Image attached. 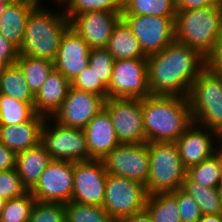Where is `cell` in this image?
<instances>
[{
    "instance_id": "obj_2",
    "label": "cell",
    "mask_w": 222,
    "mask_h": 222,
    "mask_svg": "<svg viewBox=\"0 0 222 222\" xmlns=\"http://www.w3.org/2000/svg\"><path fill=\"white\" fill-rule=\"evenodd\" d=\"M145 142H175L193 123L188 97L141 99Z\"/></svg>"
},
{
    "instance_id": "obj_8",
    "label": "cell",
    "mask_w": 222,
    "mask_h": 222,
    "mask_svg": "<svg viewBox=\"0 0 222 222\" xmlns=\"http://www.w3.org/2000/svg\"><path fill=\"white\" fill-rule=\"evenodd\" d=\"M146 56L158 53L175 41V17L121 14Z\"/></svg>"
},
{
    "instance_id": "obj_17",
    "label": "cell",
    "mask_w": 222,
    "mask_h": 222,
    "mask_svg": "<svg viewBox=\"0 0 222 222\" xmlns=\"http://www.w3.org/2000/svg\"><path fill=\"white\" fill-rule=\"evenodd\" d=\"M88 43L70 26L63 34L54 68L60 71L70 82L89 65Z\"/></svg>"
},
{
    "instance_id": "obj_32",
    "label": "cell",
    "mask_w": 222,
    "mask_h": 222,
    "mask_svg": "<svg viewBox=\"0 0 222 222\" xmlns=\"http://www.w3.org/2000/svg\"><path fill=\"white\" fill-rule=\"evenodd\" d=\"M65 205L66 222H113L102 206L70 201Z\"/></svg>"
},
{
    "instance_id": "obj_44",
    "label": "cell",
    "mask_w": 222,
    "mask_h": 222,
    "mask_svg": "<svg viewBox=\"0 0 222 222\" xmlns=\"http://www.w3.org/2000/svg\"><path fill=\"white\" fill-rule=\"evenodd\" d=\"M123 222H153L149 212L144 209L140 212L133 213L124 219H122Z\"/></svg>"
},
{
    "instance_id": "obj_43",
    "label": "cell",
    "mask_w": 222,
    "mask_h": 222,
    "mask_svg": "<svg viewBox=\"0 0 222 222\" xmlns=\"http://www.w3.org/2000/svg\"><path fill=\"white\" fill-rule=\"evenodd\" d=\"M216 5L212 0H176L177 10H191Z\"/></svg>"
},
{
    "instance_id": "obj_49",
    "label": "cell",
    "mask_w": 222,
    "mask_h": 222,
    "mask_svg": "<svg viewBox=\"0 0 222 222\" xmlns=\"http://www.w3.org/2000/svg\"><path fill=\"white\" fill-rule=\"evenodd\" d=\"M218 140L220 141L221 145H220V148L217 147V152L220 154L221 158H222V140L220 138H218Z\"/></svg>"
},
{
    "instance_id": "obj_38",
    "label": "cell",
    "mask_w": 222,
    "mask_h": 222,
    "mask_svg": "<svg viewBox=\"0 0 222 222\" xmlns=\"http://www.w3.org/2000/svg\"><path fill=\"white\" fill-rule=\"evenodd\" d=\"M177 198L181 222H198L202 213L198 203L182 188L171 192Z\"/></svg>"
},
{
    "instance_id": "obj_14",
    "label": "cell",
    "mask_w": 222,
    "mask_h": 222,
    "mask_svg": "<svg viewBox=\"0 0 222 222\" xmlns=\"http://www.w3.org/2000/svg\"><path fill=\"white\" fill-rule=\"evenodd\" d=\"M107 172L102 159L73 162L71 201L102 206Z\"/></svg>"
},
{
    "instance_id": "obj_47",
    "label": "cell",
    "mask_w": 222,
    "mask_h": 222,
    "mask_svg": "<svg viewBox=\"0 0 222 222\" xmlns=\"http://www.w3.org/2000/svg\"><path fill=\"white\" fill-rule=\"evenodd\" d=\"M18 0H0V6L17 2Z\"/></svg>"
},
{
    "instance_id": "obj_36",
    "label": "cell",
    "mask_w": 222,
    "mask_h": 222,
    "mask_svg": "<svg viewBox=\"0 0 222 222\" xmlns=\"http://www.w3.org/2000/svg\"><path fill=\"white\" fill-rule=\"evenodd\" d=\"M28 222H66L65 205L36 201Z\"/></svg>"
},
{
    "instance_id": "obj_20",
    "label": "cell",
    "mask_w": 222,
    "mask_h": 222,
    "mask_svg": "<svg viewBox=\"0 0 222 222\" xmlns=\"http://www.w3.org/2000/svg\"><path fill=\"white\" fill-rule=\"evenodd\" d=\"M45 120L46 117L35 114L18 125L0 126V143L16 154L37 146L41 143Z\"/></svg>"
},
{
    "instance_id": "obj_37",
    "label": "cell",
    "mask_w": 222,
    "mask_h": 222,
    "mask_svg": "<svg viewBox=\"0 0 222 222\" xmlns=\"http://www.w3.org/2000/svg\"><path fill=\"white\" fill-rule=\"evenodd\" d=\"M71 87L101 95L105 100L108 98L107 86L100 79H98L97 74L89 65L71 81Z\"/></svg>"
},
{
    "instance_id": "obj_48",
    "label": "cell",
    "mask_w": 222,
    "mask_h": 222,
    "mask_svg": "<svg viewBox=\"0 0 222 222\" xmlns=\"http://www.w3.org/2000/svg\"><path fill=\"white\" fill-rule=\"evenodd\" d=\"M5 203H6V200L4 198L0 197V216H1V213L4 209Z\"/></svg>"
},
{
    "instance_id": "obj_46",
    "label": "cell",
    "mask_w": 222,
    "mask_h": 222,
    "mask_svg": "<svg viewBox=\"0 0 222 222\" xmlns=\"http://www.w3.org/2000/svg\"><path fill=\"white\" fill-rule=\"evenodd\" d=\"M217 190V194L222 202V181L218 184V186L216 187Z\"/></svg>"
},
{
    "instance_id": "obj_6",
    "label": "cell",
    "mask_w": 222,
    "mask_h": 222,
    "mask_svg": "<svg viewBox=\"0 0 222 222\" xmlns=\"http://www.w3.org/2000/svg\"><path fill=\"white\" fill-rule=\"evenodd\" d=\"M150 156L146 182L148 194L174 192L182 188L187 169L175 142H148Z\"/></svg>"
},
{
    "instance_id": "obj_39",
    "label": "cell",
    "mask_w": 222,
    "mask_h": 222,
    "mask_svg": "<svg viewBox=\"0 0 222 222\" xmlns=\"http://www.w3.org/2000/svg\"><path fill=\"white\" fill-rule=\"evenodd\" d=\"M28 190L22 185L16 169L0 171V197L10 200L24 195Z\"/></svg>"
},
{
    "instance_id": "obj_25",
    "label": "cell",
    "mask_w": 222,
    "mask_h": 222,
    "mask_svg": "<svg viewBox=\"0 0 222 222\" xmlns=\"http://www.w3.org/2000/svg\"><path fill=\"white\" fill-rule=\"evenodd\" d=\"M0 93L34 106V95L19 66L15 63L2 67L0 74Z\"/></svg>"
},
{
    "instance_id": "obj_27",
    "label": "cell",
    "mask_w": 222,
    "mask_h": 222,
    "mask_svg": "<svg viewBox=\"0 0 222 222\" xmlns=\"http://www.w3.org/2000/svg\"><path fill=\"white\" fill-rule=\"evenodd\" d=\"M145 209L153 222H181L177 198L171 192L149 194Z\"/></svg>"
},
{
    "instance_id": "obj_4",
    "label": "cell",
    "mask_w": 222,
    "mask_h": 222,
    "mask_svg": "<svg viewBox=\"0 0 222 222\" xmlns=\"http://www.w3.org/2000/svg\"><path fill=\"white\" fill-rule=\"evenodd\" d=\"M174 30L176 42L189 46L206 57L222 33V7L211 5L177 10Z\"/></svg>"
},
{
    "instance_id": "obj_41",
    "label": "cell",
    "mask_w": 222,
    "mask_h": 222,
    "mask_svg": "<svg viewBox=\"0 0 222 222\" xmlns=\"http://www.w3.org/2000/svg\"><path fill=\"white\" fill-rule=\"evenodd\" d=\"M206 68L214 72H222V33L206 56Z\"/></svg>"
},
{
    "instance_id": "obj_50",
    "label": "cell",
    "mask_w": 222,
    "mask_h": 222,
    "mask_svg": "<svg viewBox=\"0 0 222 222\" xmlns=\"http://www.w3.org/2000/svg\"><path fill=\"white\" fill-rule=\"evenodd\" d=\"M216 5L222 7V0H212Z\"/></svg>"
},
{
    "instance_id": "obj_34",
    "label": "cell",
    "mask_w": 222,
    "mask_h": 222,
    "mask_svg": "<svg viewBox=\"0 0 222 222\" xmlns=\"http://www.w3.org/2000/svg\"><path fill=\"white\" fill-rule=\"evenodd\" d=\"M65 15L70 20L74 15L88 11H109L122 13L123 0H65Z\"/></svg>"
},
{
    "instance_id": "obj_21",
    "label": "cell",
    "mask_w": 222,
    "mask_h": 222,
    "mask_svg": "<svg viewBox=\"0 0 222 222\" xmlns=\"http://www.w3.org/2000/svg\"><path fill=\"white\" fill-rule=\"evenodd\" d=\"M71 82L55 68L45 83L34 95V110L36 114L49 118L58 110L65 100Z\"/></svg>"
},
{
    "instance_id": "obj_18",
    "label": "cell",
    "mask_w": 222,
    "mask_h": 222,
    "mask_svg": "<svg viewBox=\"0 0 222 222\" xmlns=\"http://www.w3.org/2000/svg\"><path fill=\"white\" fill-rule=\"evenodd\" d=\"M198 127L200 126L193 122L175 141L186 169L203 162L217 152L212 137L216 136L218 139L219 134L208 128Z\"/></svg>"
},
{
    "instance_id": "obj_15",
    "label": "cell",
    "mask_w": 222,
    "mask_h": 222,
    "mask_svg": "<svg viewBox=\"0 0 222 222\" xmlns=\"http://www.w3.org/2000/svg\"><path fill=\"white\" fill-rule=\"evenodd\" d=\"M105 99L98 94L70 87L68 94L51 117L59 125L84 129L93 117L104 108Z\"/></svg>"
},
{
    "instance_id": "obj_31",
    "label": "cell",
    "mask_w": 222,
    "mask_h": 222,
    "mask_svg": "<svg viewBox=\"0 0 222 222\" xmlns=\"http://www.w3.org/2000/svg\"><path fill=\"white\" fill-rule=\"evenodd\" d=\"M36 114L34 106L0 93V126L18 125Z\"/></svg>"
},
{
    "instance_id": "obj_7",
    "label": "cell",
    "mask_w": 222,
    "mask_h": 222,
    "mask_svg": "<svg viewBox=\"0 0 222 222\" xmlns=\"http://www.w3.org/2000/svg\"><path fill=\"white\" fill-rule=\"evenodd\" d=\"M148 195L144 184L107 173L102 207L114 220H122L144 210Z\"/></svg>"
},
{
    "instance_id": "obj_35",
    "label": "cell",
    "mask_w": 222,
    "mask_h": 222,
    "mask_svg": "<svg viewBox=\"0 0 222 222\" xmlns=\"http://www.w3.org/2000/svg\"><path fill=\"white\" fill-rule=\"evenodd\" d=\"M114 61L106 48H91L89 51V66L106 86L111 80Z\"/></svg>"
},
{
    "instance_id": "obj_5",
    "label": "cell",
    "mask_w": 222,
    "mask_h": 222,
    "mask_svg": "<svg viewBox=\"0 0 222 222\" xmlns=\"http://www.w3.org/2000/svg\"><path fill=\"white\" fill-rule=\"evenodd\" d=\"M195 124L222 133V72L207 68L193 81L189 96Z\"/></svg>"
},
{
    "instance_id": "obj_51",
    "label": "cell",
    "mask_w": 222,
    "mask_h": 222,
    "mask_svg": "<svg viewBox=\"0 0 222 222\" xmlns=\"http://www.w3.org/2000/svg\"><path fill=\"white\" fill-rule=\"evenodd\" d=\"M37 1H38V3H39L40 0H37ZM56 1H57V0H56ZM58 2H60V3H62V2L65 3V0H58Z\"/></svg>"
},
{
    "instance_id": "obj_16",
    "label": "cell",
    "mask_w": 222,
    "mask_h": 222,
    "mask_svg": "<svg viewBox=\"0 0 222 222\" xmlns=\"http://www.w3.org/2000/svg\"><path fill=\"white\" fill-rule=\"evenodd\" d=\"M121 14L109 11H88L74 15L70 26L90 48H106Z\"/></svg>"
},
{
    "instance_id": "obj_3",
    "label": "cell",
    "mask_w": 222,
    "mask_h": 222,
    "mask_svg": "<svg viewBox=\"0 0 222 222\" xmlns=\"http://www.w3.org/2000/svg\"><path fill=\"white\" fill-rule=\"evenodd\" d=\"M37 5L29 14L19 55L54 61L60 41L70 27L65 13L46 11Z\"/></svg>"
},
{
    "instance_id": "obj_1",
    "label": "cell",
    "mask_w": 222,
    "mask_h": 222,
    "mask_svg": "<svg viewBox=\"0 0 222 222\" xmlns=\"http://www.w3.org/2000/svg\"><path fill=\"white\" fill-rule=\"evenodd\" d=\"M206 69V57L174 41L162 51L147 56L151 95L188 97L193 81Z\"/></svg>"
},
{
    "instance_id": "obj_42",
    "label": "cell",
    "mask_w": 222,
    "mask_h": 222,
    "mask_svg": "<svg viewBox=\"0 0 222 222\" xmlns=\"http://www.w3.org/2000/svg\"><path fill=\"white\" fill-rule=\"evenodd\" d=\"M17 154L0 143V171L15 169Z\"/></svg>"
},
{
    "instance_id": "obj_45",
    "label": "cell",
    "mask_w": 222,
    "mask_h": 222,
    "mask_svg": "<svg viewBox=\"0 0 222 222\" xmlns=\"http://www.w3.org/2000/svg\"><path fill=\"white\" fill-rule=\"evenodd\" d=\"M198 222H222V214L202 215Z\"/></svg>"
},
{
    "instance_id": "obj_26",
    "label": "cell",
    "mask_w": 222,
    "mask_h": 222,
    "mask_svg": "<svg viewBox=\"0 0 222 222\" xmlns=\"http://www.w3.org/2000/svg\"><path fill=\"white\" fill-rule=\"evenodd\" d=\"M16 64L22 71L29 90L33 95L37 93L54 69L53 61L48 59L31 58L26 55H18Z\"/></svg>"
},
{
    "instance_id": "obj_33",
    "label": "cell",
    "mask_w": 222,
    "mask_h": 222,
    "mask_svg": "<svg viewBox=\"0 0 222 222\" xmlns=\"http://www.w3.org/2000/svg\"><path fill=\"white\" fill-rule=\"evenodd\" d=\"M35 202L29 191L22 196L6 200L0 222H28Z\"/></svg>"
},
{
    "instance_id": "obj_24",
    "label": "cell",
    "mask_w": 222,
    "mask_h": 222,
    "mask_svg": "<svg viewBox=\"0 0 222 222\" xmlns=\"http://www.w3.org/2000/svg\"><path fill=\"white\" fill-rule=\"evenodd\" d=\"M106 49L115 60L147 58L140 47L138 39L122 18L114 27Z\"/></svg>"
},
{
    "instance_id": "obj_30",
    "label": "cell",
    "mask_w": 222,
    "mask_h": 222,
    "mask_svg": "<svg viewBox=\"0 0 222 222\" xmlns=\"http://www.w3.org/2000/svg\"><path fill=\"white\" fill-rule=\"evenodd\" d=\"M182 189L198 203L202 215L222 214V202L216 188H209L185 177Z\"/></svg>"
},
{
    "instance_id": "obj_28",
    "label": "cell",
    "mask_w": 222,
    "mask_h": 222,
    "mask_svg": "<svg viewBox=\"0 0 222 222\" xmlns=\"http://www.w3.org/2000/svg\"><path fill=\"white\" fill-rule=\"evenodd\" d=\"M186 176L209 188H216L222 181V158L218 152L201 163L187 169Z\"/></svg>"
},
{
    "instance_id": "obj_22",
    "label": "cell",
    "mask_w": 222,
    "mask_h": 222,
    "mask_svg": "<svg viewBox=\"0 0 222 222\" xmlns=\"http://www.w3.org/2000/svg\"><path fill=\"white\" fill-rule=\"evenodd\" d=\"M38 4L37 0H18L0 6V33L17 48L22 43L29 14Z\"/></svg>"
},
{
    "instance_id": "obj_13",
    "label": "cell",
    "mask_w": 222,
    "mask_h": 222,
    "mask_svg": "<svg viewBox=\"0 0 222 222\" xmlns=\"http://www.w3.org/2000/svg\"><path fill=\"white\" fill-rule=\"evenodd\" d=\"M29 192L38 202H70L73 192V162L52 160Z\"/></svg>"
},
{
    "instance_id": "obj_9",
    "label": "cell",
    "mask_w": 222,
    "mask_h": 222,
    "mask_svg": "<svg viewBox=\"0 0 222 222\" xmlns=\"http://www.w3.org/2000/svg\"><path fill=\"white\" fill-rule=\"evenodd\" d=\"M108 98H146L151 95L148 86L147 58L115 60Z\"/></svg>"
},
{
    "instance_id": "obj_23",
    "label": "cell",
    "mask_w": 222,
    "mask_h": 222,
    "mask_svg": "<svg viewBox=\"0 0 222 222\" xmlns=\"http://www.w3.org/2000/svg\"><path fill=\"white\" fill-rule=\"evenodd\" d=\"M51 161L52 158L42 143L17 154L15 169L28 191L35 186Z\"/></svg>"
},
{
    "instance_id": "obj_11",
    "label": "cell",
    "mask_w": 222,
    "mask_h": 222,
    "mask_svg": "<svg viewBox=\"0 0 222 222\" xmlns=\"http://www.w3.org/2000/svg\"><path fill=\"white\" fill-rule=\"evenodd\" d=\"M102 161L108 174L125 177L146 185L150 163L147 142L120 143L102 158Z\"/></svg>"
},
{
    "instance_id": "obj_40",
    "label": "cell",
    "mask_w": 222,
    "mask_h": 222,
    "mask_svg": "<svg viewBox=\"0 0 222 222\" xmlns=\"http://www.w3.org/2000/svg\"><path fill=\"white\" fill-rule=\"evenodd\" d=\"M18 55V48L0 33V67L15 64Z\"/></svg>"
},
{
    "instance_id": "obj_12",
    "label": "cell",
    "mask_w": 222,
    "mask_h": 222,
    "mask_svg": "<svg viewBox=\"0 0 222 222\" xmlns=\"http://www.w3.org/2000/svg\"><path fill=\"white\" fill-rule=\"evenodd\" d=\"M47 120L48 118L42 127L41 143L52 160L71 162L91 160L83 129L69 128L58 123L51 128L46 125Z\"/></svg>"
},
{
    "instance_id": "obj_52",
    "label": "cell",
    "mask_w": 222,
    "mask_h": 222,
    "mask_svg": "<svg viewBox=\"0 0 222 222\" xmlns=\"http://www.w3.org/2000/svg\"><path fill=\"white\" fill-rule=\"evenodd\" d=\"M113 222H123L122 220H114Z\"/></svg>"
},
{
    "instance_id": "obj_29",
    "label": "cell",
    "mask_w": 222,
    "mask_h": 222,
    "mask_svg": "<svg viewBox=\"0 0 222 222\" xmlns=\"http://www.w3.org/2000/svg\"><path fill=\"white\" fill-rule=\"evenodd\" d=\"M176 0H123L121 14L176 16Z\"/></svg>"
},
{
    "instance_id": "obj_19",
    "label": "cell",
    "mask_w": 222,
    "mask_h": 222,
    "mask_svg": "<svg viewBox=\"0 0 222 222\" xmlns=\"http://www.w3.org/2000/svg\"><path fill=\"white\" fill-rule=\"evenodd\" d=\"M89 157L102 159L120 144L109 114L105 108L100 110L83 129Z\"/></svg>"
},
{
    "instance_id": "obj_10",
    "label": "cell",
    "mask_w": 222,
    "mask_h": 222,
    "mask_svg": "<svg viewBox=\"0 0 222 222\" xmlns=\"http://www.w3.org/2000/svg\"><path fill=\"white\" fill-rule=\"evenodd\" d=\"M120 143L145 142L140 98H107L104 102Z\"/></svg>"
}]
</instances>
